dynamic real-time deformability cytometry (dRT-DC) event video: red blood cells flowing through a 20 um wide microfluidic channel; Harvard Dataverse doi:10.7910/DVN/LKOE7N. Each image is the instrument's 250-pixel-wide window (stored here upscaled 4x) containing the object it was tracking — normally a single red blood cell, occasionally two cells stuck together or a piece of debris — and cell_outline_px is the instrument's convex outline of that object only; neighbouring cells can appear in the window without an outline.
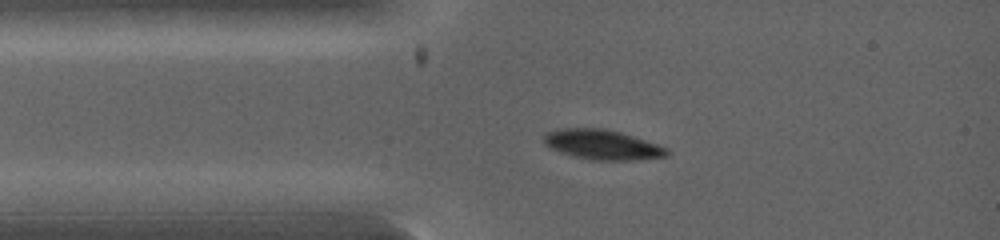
{"species": "common noctule bat (a hibernating species)", "species_latin": "Nyctalus noctula", "temperature_condition": "warm", "stored_images_in_passage": 2, "camera_frame_rate_fps": 5000, "um_per_image_px": 0.085, "animal": {"sex": "female", "body_mass_g": 19.0, "forearm_length_mm": 53.3}, "frame": {"image": 1, "passage_image": 1, "time_ms": 0.0, "image_size_px": [1000, 240], "cell_outline_px": [[668, 156], [632, 160], [596, 160], [576, 156], [552, 148], [544, 144], [544, 136], [548, 132], [556, 128], [604, 128], [620, 132], [668, 148]], "centroid_in_image_um": [51.2, 12.28], "position_along_channel_um": 33.8, "area_um2": 20.98}}
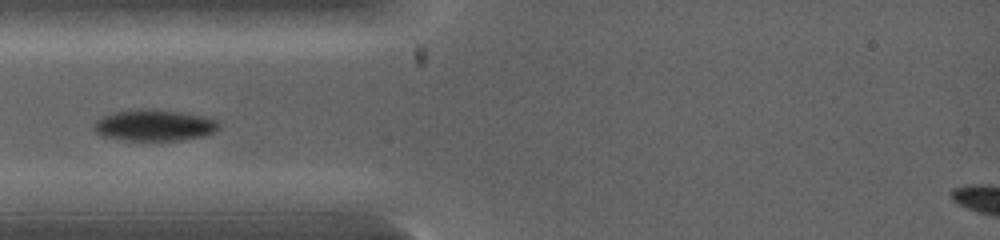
{"frame": {"image": 2, "passage_image": 2, "time_ms": 0.8, "image_size_px": [1000, 240], "cell_outline_px": [[220, 128], [216, 132], [204, 136], [180, 140], [132, 140], [104, 136], [96, 132], [92, 128], [92, 124], [100, 116], [112, 112], [136, 108], [144, 108], [180, 112], [220, 120]], "centroid_in_image_um": [13.11, 10.63], "position_along_channel_um": 71.9, "area_um2": 23.0}}